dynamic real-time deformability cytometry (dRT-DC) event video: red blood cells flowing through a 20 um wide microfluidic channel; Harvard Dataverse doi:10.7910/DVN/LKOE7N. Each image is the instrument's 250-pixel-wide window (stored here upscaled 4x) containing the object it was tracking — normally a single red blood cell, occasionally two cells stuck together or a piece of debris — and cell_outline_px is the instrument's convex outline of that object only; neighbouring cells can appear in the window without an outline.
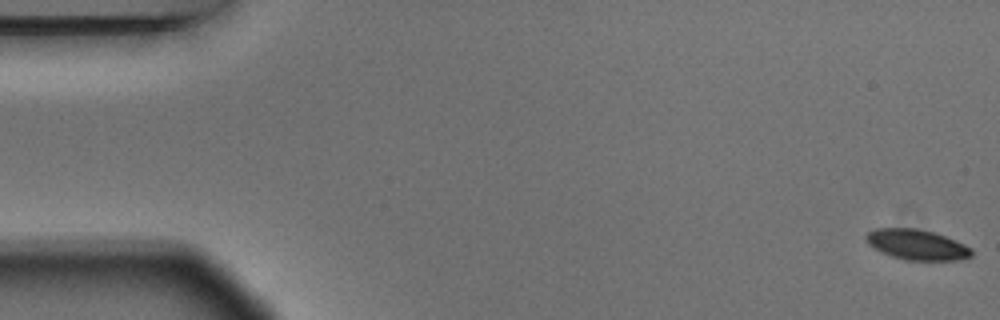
{"species": "Egyptian fruit bat (a non-hibernating species)", "species_latin": "Rousettus aegyptiacus", "temperature_condition": "warm", "stored_images_in_passage": 5, "camera_frame_rate_fps": 3000, "um_per_image_px": 0.085, "animal": {"sex": "male"}, "frame": {"image": 1, "passage_image": 1, "time_ms": 0.0, "image_size_px": [1000, 320], "cell_outline_px": [[972, 256], [960, 260], [904, 260], [880, 252], [868, 244], [864, 236], [868, 232], [876, 228], [916, 228], [932, 232], [944, 236], [964, 244], [972, 248]], "centroid_in_image_um": [77.91, 20.8], "position_along_channel_um": 7.1, "area_um2": 18.67}}
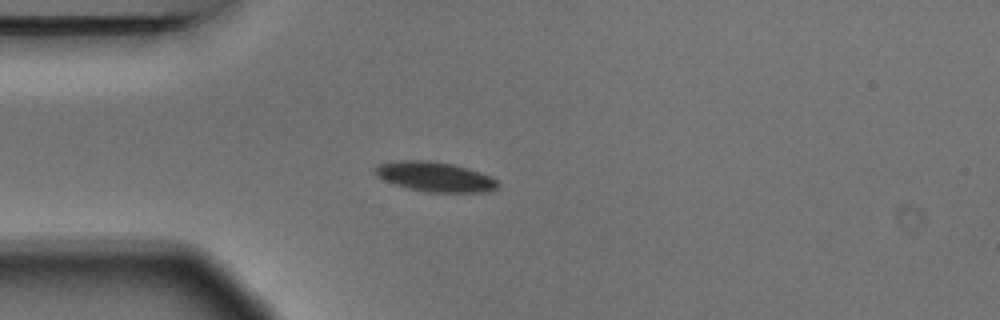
{"frame": {"image": 2, "passage_image": 5, "time_ms": 1.333, "image_size_px": [1000, 320], "cell_outline_px": [[500, 184], [496, 188], [488, 192], [428, 192], [408, 188], [384, 180], [376, 176], [372, 172], [372, 168], [376, 164], [396, 160], [428, 160], [452, 164], [468, 168], [480, 172], [496, 180]], "centroid_in_image_um": [36.9, 15.01], "position_along_channel_um": 48.1, "area_um2": 21.44}}